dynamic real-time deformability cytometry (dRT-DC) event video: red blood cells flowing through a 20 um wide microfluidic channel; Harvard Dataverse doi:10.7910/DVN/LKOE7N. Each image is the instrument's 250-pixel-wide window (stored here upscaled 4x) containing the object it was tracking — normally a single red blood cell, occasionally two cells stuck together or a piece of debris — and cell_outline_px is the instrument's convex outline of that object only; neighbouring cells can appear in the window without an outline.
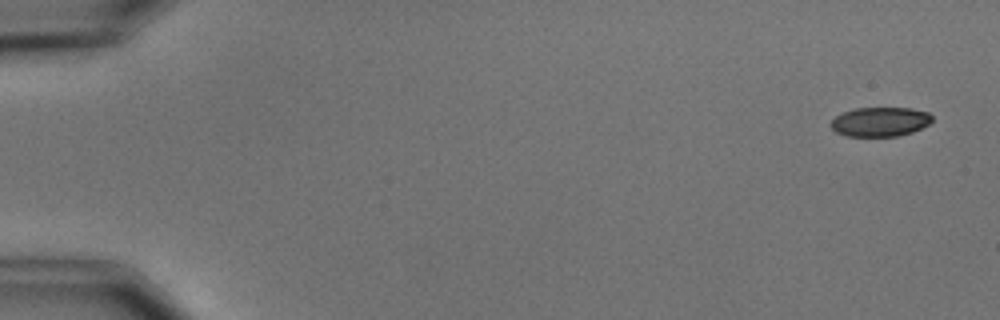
{"species": "common noctule bat (a hibernating species)", "species_latin": "Nyctalus noctula", "temperature_condition": "cold", "stored_images_in_passage": 4, "camera_frame_rate_fps": 3000, "um_per_image_px": 0.085, "animal": {"sex": "male", "body_mass_g": 15.6}, "frame": {"image": 1, "passage_image": 1, "time_ms": 0.0, "image_size_px": [1000, 320], "cell_outline_px": [[932, 120], [928, 124], [912, 132], [896, 136], [848, 136], [836, 132], [828, 124], [836, 116], [844, 112], [856, 108], [912, 108], [928, 112], [932, 116]], "centroid_in_image_um": [74.8, 10.34], "position_along_channel_um": 10.2, "area_um2": 17.22}}
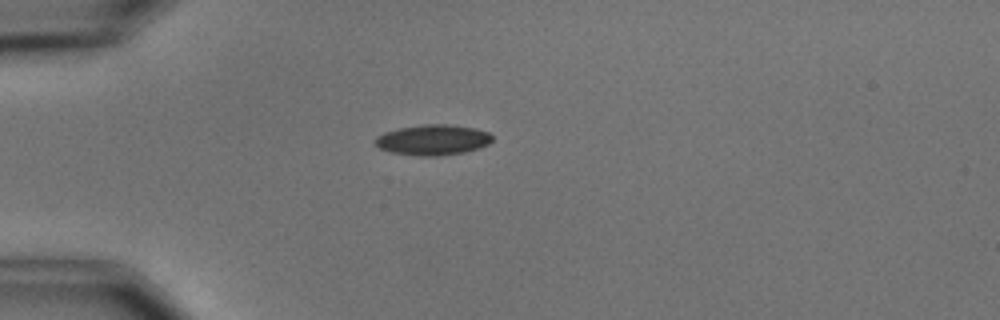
{"frame": {"image": 2, "passage_image": 4, "time_ms": 4.333, "image_size_px": [1000, 320], "cell_outline_px": [[492, 140], [488, 144], [480, 148], [464, 152], [436, 156], [420, 156], [392, 152], [380, 148], [372, 140], [376, 136], [384, 132], [400, 128], [424, 124], [448, 124], [476, 128], [488, 132], [492, 136]], "centroid_in_image_um": [36.79, 11.88], "position_along_channel_um": 48.2, "area_um2": 20.81}}